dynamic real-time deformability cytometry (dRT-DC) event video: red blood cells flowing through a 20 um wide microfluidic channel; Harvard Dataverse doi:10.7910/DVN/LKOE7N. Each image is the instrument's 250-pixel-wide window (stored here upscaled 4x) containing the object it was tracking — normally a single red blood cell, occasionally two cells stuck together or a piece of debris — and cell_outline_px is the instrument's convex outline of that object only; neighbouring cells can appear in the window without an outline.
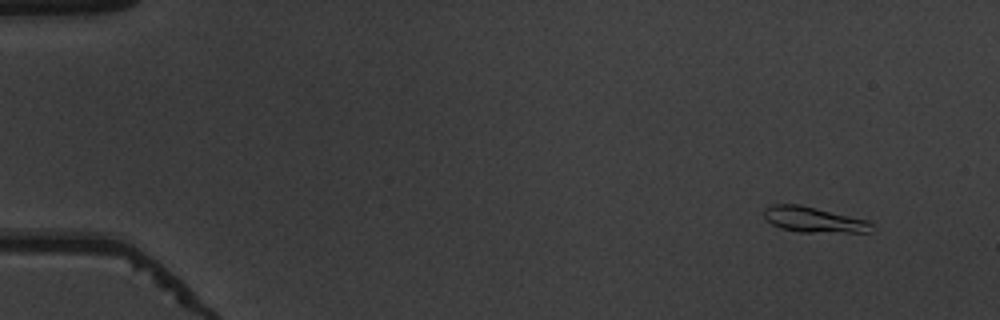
{"species": "common noctule bat (a hibernating species)", "species_latin": "Nyctalus noctula", "temperature_condition": "warm", "stored_images_in_passage": 54, "camera_frame_rate_fps": 3000, "um_per_image_px": 0.085, "animal": {"sex": "male", "body_mass_g": 19.5, "forearm_length_mm": 54.6}, "frame": {"image": 1, "passage_image": 5, "time_ms": 1.333, "image_size_px": [1000, 320], "cell_outline_px": [[872, 232], [800, 232], [780, 228], [772, 224], [764, 216], [764, 208], [772, 204], [800, 204], [868, 220], [872, 224]], "centroid_in_image_um": [69.16, 18.66], "position_along_channel_um": 15.8, "area_um2": 15.95}}
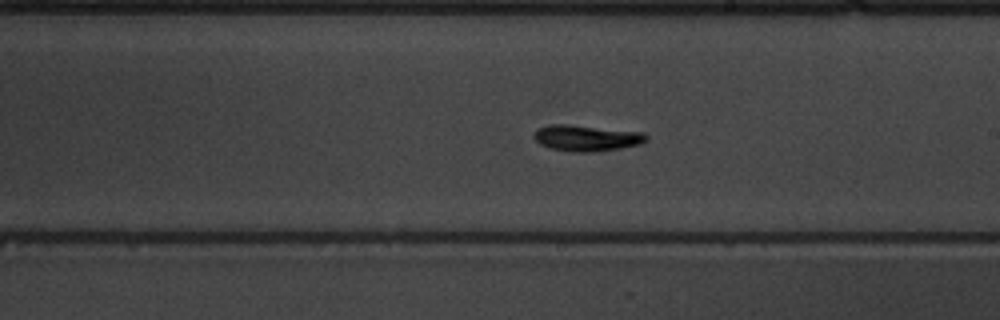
{"frame": {"image": 2, "passage_image": 32, "time_ms": 10.333, "image_size_px": [1000, 320], "cell_outline_px": [[648, 140], [640, 144], [620, 148], [592, 152], [572, 152], [548, 148], [540, 144], [532, 136], [532, 132], [536, 128], [552, 124], [568, 124], [644, 132], [648, 136]], "centroid_in_image_um": [49.82, 11.73], "position_along_channel_um": 239.2, "area_um2": 17.34}}
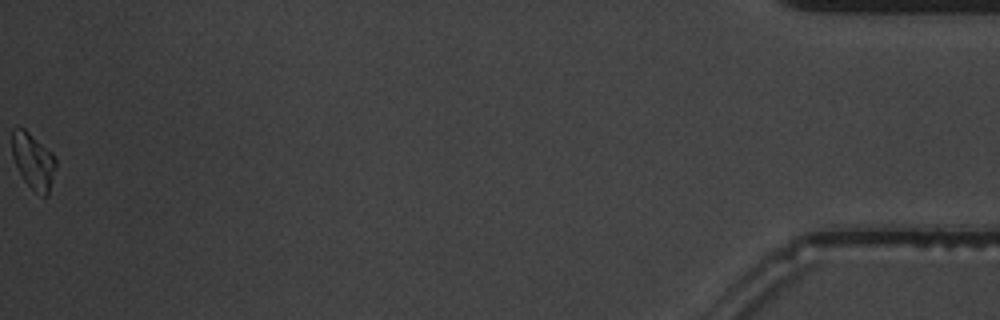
{"frame": {"image": 3, "passage_image": 54, "time_ms": 17.667, "image_size_px": [1000, 320], "cell_outline_px": [[56, 164], [48, 196], [44, 196], [36, 192], [24, 180], [12, 156], [12, 128], [16, 124], [24, 128], [52, 152], [56, 160]], "centroid_in_image_um": [2.81, 13.63], "position_along_channel_um": 432.4, "area_um2": 14.22}, "authors_computed_cell_mechanics": {"area_um2": 15.5193, "velocity_mm_per_s": 3.8816, "shape_relaxation_time_tau1_ms": 1.9346, "shape_relaxation_time_tau2_ms": 1.7261, "deformation_change_tau1": 0.1131, "deformation_change_tau2": 0.0468}}